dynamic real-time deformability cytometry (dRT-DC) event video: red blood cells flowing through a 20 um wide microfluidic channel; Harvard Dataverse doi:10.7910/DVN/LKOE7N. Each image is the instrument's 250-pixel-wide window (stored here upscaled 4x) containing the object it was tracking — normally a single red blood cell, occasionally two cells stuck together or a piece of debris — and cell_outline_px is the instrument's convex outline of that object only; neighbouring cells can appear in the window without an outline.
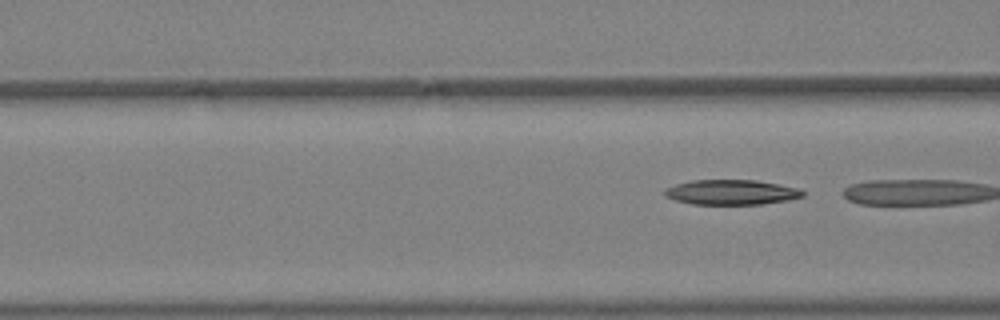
{"species": "Egyptian fruit bat (a non-hibernating species)", "species_latin": "Rousettus aegyptiacus", "temperature_condition": "warm", "stored_images_in_passage": 6, "segment_of_instrument_passage": [2, 2], "camera_frame_rate_fps": 3000, "um_per_image_px": 0.085, "animal": {"sex": "female"}, "frame": {"image": 1, "passage_image": 6, "time_ms": 1.667, "image_size_px": [1000, 320], "cell_outline_px": [[804, 196], [788, 200], [760, 204], [692, 204], [676, 200], [664, 196], [664, 188], [676, 184], [692, 180], [756, 180], [796, 188], [804, 192]], "centroid_in_image_um": [62.11, 16.34], "position_along_channel_um": 104.5, "area_um2": 19.94}}